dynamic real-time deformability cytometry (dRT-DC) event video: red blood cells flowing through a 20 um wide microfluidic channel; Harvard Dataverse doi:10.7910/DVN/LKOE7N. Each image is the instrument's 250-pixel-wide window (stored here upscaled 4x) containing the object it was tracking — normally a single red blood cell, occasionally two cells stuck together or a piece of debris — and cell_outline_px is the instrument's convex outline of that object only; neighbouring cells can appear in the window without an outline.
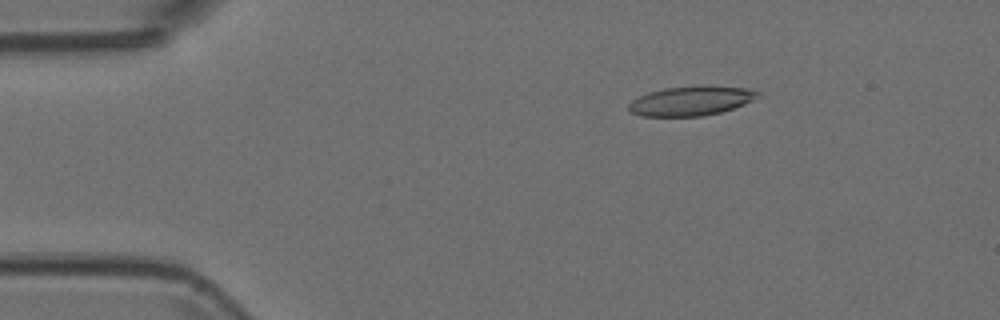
{"species": "Egyptian fruit bat (a non-hibernating species)", "species_latin": "Rousettus aegyptiacus", "temperature_condition": "room temperature", "stored_images_in_passage": 16, "camera_frame_rate_fps": 3000, "um_per_image_px": 0.085, "animal": {"sex": "female"}, "frame": {"image": 1, "passage_image": 1, "time_ms": 0.0, "image_size_px": [1000, 320], "cell_outline_px": [[760, 96], [744, 104], [720, 112], [704, 116], [644, 116], [632, 112], [628, 108], [628, 104], [632, 100], [648, 92], [664, 88], [700, 84], [708, 84], [752, 88], [760, 92]], "centroid_in_image_um": [58.8, 8.53], "position_along_channel_um": 26.2, "area_um2": 22.6}}
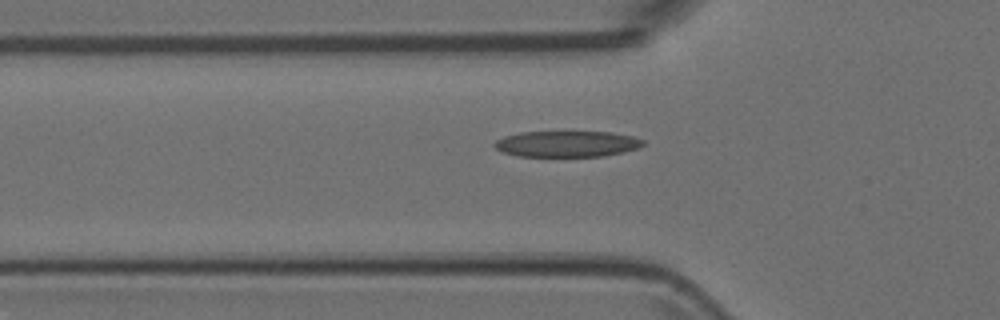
{"frame": {"image": 2, "passage_image": 10, "time_ms": 3.0, "image_size_px": [1000, 320], "cell_outline_px": [[644, 144], [636, 148], [624, 152], [604, 156], [516, 156], [504, 152], [496, 148], [492, 144], [496, 140], [504, 136], [520, 132], [612, 132], [632, 136], [644, 140]], "centroid_in_image_um": [48.18, 12.23], "position_along_channel_um": 77.6, "area_um2": 22.48}}
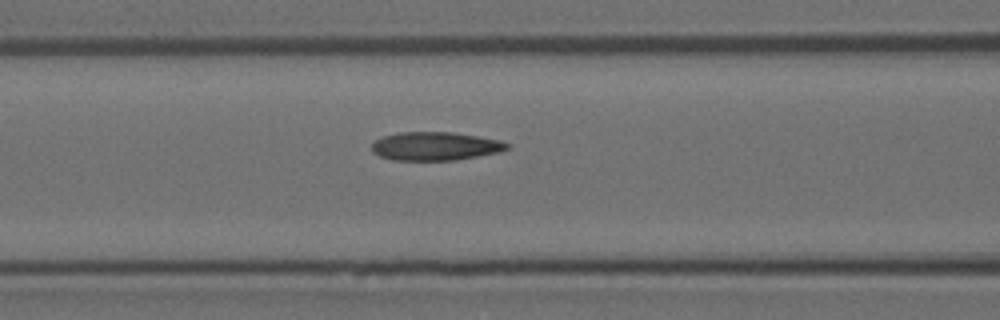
{"frame": {"image": 3, "passage_image": 14, "time_ms": 4.333, "image_size_px": [1000, 320], "cell_outline_px": [[508, 148], [500, 152], [456, 160], [392, 160], [380, 156], [372, 152], [372, 144], [376, 140], [384, 136], [400, 132], [452, 132], [500, 140], [508, 144]], "centroid_in_image_um": [36.98, 12.43], "position_along_channel_um": 129.6, "area_um2": 22.31}}